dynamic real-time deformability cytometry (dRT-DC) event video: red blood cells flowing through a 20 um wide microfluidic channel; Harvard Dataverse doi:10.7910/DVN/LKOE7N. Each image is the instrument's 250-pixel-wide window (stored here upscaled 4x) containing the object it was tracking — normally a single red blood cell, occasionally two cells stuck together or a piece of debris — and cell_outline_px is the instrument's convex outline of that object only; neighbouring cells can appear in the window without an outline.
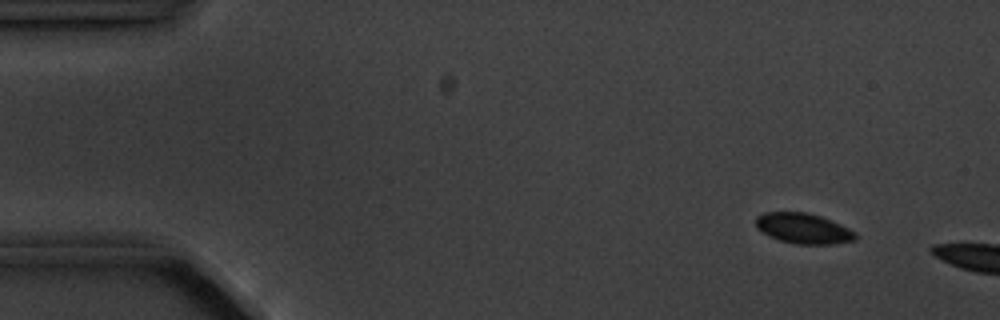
{"species": "common noctule bat (a hibernating species)", "species_latin": "Nyctalus noctula", "temperature_condition": "cold", "stored_images_in_passage": 5, "camera_frame_rate_fps": 3000, "um_per_image_px": 0.085, "animal": {"sex": "male", "body_mass_g": 20.1, "forearm_length_mm": 53.5}, "frame": {"image": 1, "passage_image": 2, "time_ms": 1.0, "image_size_px": [1000, 320], "cell_outline_px": [[856, 240], [832, 244], [796, 244], [780, 240], [768, 236], [760, 232], [756, 228], [756, 216], [764, 212], [804, 212], [820, 216], [840, 224], [856, 232]], "centroid_in_image_um": [68.25, 19.42], "position_along_channel_um": 16.7, "area_um2": 17.69}}